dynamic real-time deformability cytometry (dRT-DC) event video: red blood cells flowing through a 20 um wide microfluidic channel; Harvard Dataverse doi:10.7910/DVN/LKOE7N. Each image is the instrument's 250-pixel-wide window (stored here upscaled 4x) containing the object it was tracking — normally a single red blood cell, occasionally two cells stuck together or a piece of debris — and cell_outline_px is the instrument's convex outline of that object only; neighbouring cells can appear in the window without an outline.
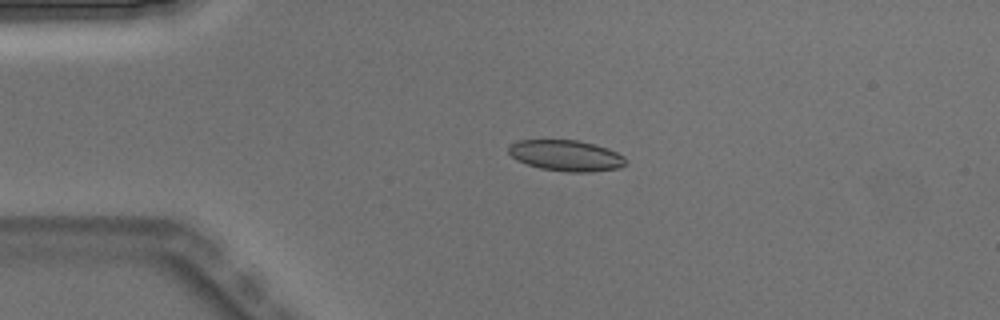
{"species": "Egyptian fruit bat (a non-hibernating species)", "species_latin": "Rousettus aegyptiacus", "temperature_condition": "warm", "stored_images_in_passage": 3, "camera_frame_rate_fps": 3000, "um_per_image_px": 0.085, "animal": {"sex": "male"}, "frame": {"image": 1, "passage_image": 1, "time_ms": 0.0, "image_size_px": [1000, 320], "cell_outline_px": [[628, 164], [616, 168], [592, 172], [568, 172], [540, 168], [516, 160], [508, 152], [508, 144], [516, 140], [580, 140], [596, 144], [608, 148], [624, 156], [628, 160]], "centroid_in_image_um": [48.12, 13.21], "position_along_channel_um": 36.9, "area_um2": 21.39}}